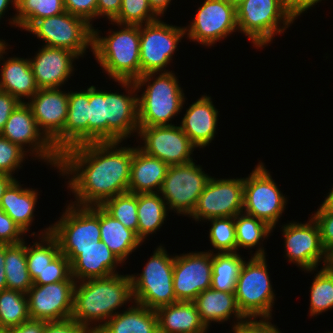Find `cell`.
Masks as SVG:
<instances>
[{
    "label": "cell",
    "mask_w": 333,
    "mask_h": 333,
    "mask_svg": "<svg viewBox=\"0 0 333 333\" xmlns=\"http://www.w3.org/2000/svg\"><path fill=\"white\" fill-rule=\"evenodd\" d=\"M322 0H283L285 8L289 15L296 20L298 16L307 12L308 9H311L313 6Z\"/></svg>",
    "instance_id": "cell-53"
},
{
    "label": "cell",
    "mask_w": 333,
    "mask_h": 333,
    "mask_svg": "<svg viewBox=\"0 0 333 333\" xmlns=\"http://www.w3.org/2000/svg\"><path fill=\"white\" fill-rule=\"evenodd\" d=\"M0 333H9V329L3 328L0 326Z\"/></svg>",
    "instance_id": "cell-63"
},
{
    "label": "cell",
    "mask_w": 333,
    "mask_h": 333,
    "mask_svg": "<svg viewBox=\"0 0 333 333\" xmlns=\"http://www.w3.org/2000/svg\"><path fill=\"white\" fill-rule=\"evenodd\" d=\"M101 207L138 236L137 194L125 192L106 200Z\"/></svg>",
    "instance_id": "cell-42"
},
{
    "label": "cell",
    "mask_w": 333,
    "mask_h": 333,
    "mask_svg": "<svg viewBox=\"0 0 333 333\" xmlns=\"http://www.w3.org/2000/svg\"><path fill=\"white\" fill-rule=\"evenodd\" d=\"M178 80L171 70L146 73L134 81L138 92L146 86L142 94L138 95L139 127L174 125L169 122L182 112L186 102Z\"/></svg>",
    "instance_id": "cell-4"
},
{
    "label": "cell",
    "mask_w": 333,
    "mask_h": 333,
    "mask_svg": "<svg viewBox=\"0 0 333 333\" xmlns=\"http://www.w3.org/2000/svg\"><path fill=\"white\" fill-rule=\"evenodd\" d=\"M60 281H75L71 276V264L68 258L59 253L33 281L36 285L51 284Z\"/></svg>",
    "instance_id": "cell-46"
},
{
    "label": "cell",
    "mask_w": 333,
    "mask_h": 333,
    "mask_svg": "<svg viewBox=\"0 0 333 333\" xmlns=\"http://www.w3.org/2000/svg\"><path fill=\"white\" fill-rule=\"evenodd\" d=\"M194 161L169 166L159 191L168 211L190 217L196 208L199 196L211 176Z\"/></svg>",
    "instance_id": "cell-9"
},
{
    "label": "cell",
    "mask_w": 333,
    "mask_h": 333,
    "mask_svg": "<svg viewBox=\"0 0 333 333\" xmlns=\"http://www.w3.org/2000/svg\"><path fill=\"white\" fill-rule=\"evenodd\" d=\"M150 7L152 10L159 16H164L167 11V7L171 4V0H148Z\"/></svg>",
    "instance_id": "cell-56"
},
{
    "label": "cell",
    "mask_w": 333,
    "mask_h": 333,
    "mask_svg": "<svg viewBox=\"0 0 333 333\" xmlns=\"http://www.w3.org/2000/svg\"><path fill=\"white\" fill-rule=\"evenodd\" d=\"M100 233L101 241L109 247L123 264L129 258V255L143 243L134 231L114 219L101 206Z\"/></svg>",
    "instance_id": "cell-32"
},
{
    "label": "cell",
    "mask_w": 333,
    "mask_h": 333,
    "mask_svg": "<svg viewBox=\"0 0 333 333\" xmlns=\"http://www.w3.org/2000/svg\"><path fill=\"white\" fill-rule=\"evenodd\" d=\"M185 28L167 24L159 18L140 25L141 75L152 72H169L168 64L179 42L185 36Z\"/></svg>",
    "instance_id": "cell-11"
},
{
    "label": "cell",
    "mask_w": 333,
    "mask_h": 333,
    "mask_svg": "<svg viewBox=\"0 0 333 333\" xmlns=\"http://www.w3.org/2000/svg\"><path fill=\"white\" fill-rule=\"evenodd\" d=\"M322 205L325 208L333 209V186H332L330 192L325 197V200L322 202Z\"/></svg>",
    "instance_id": "cell-60"
},
{
    "label": "cell",
    "mask_w": 333,
    "mask_h": 333,
    "mask_svg": "<svg viewBox=\"0 0 333 333\" xmlns=\"http://www.w3.org/2000/svg\"><path fill=\"white\" fill-rule=\"evenodd\" d=\"M71 264V276L78 281L106 278L118 274L123 263L102 241H91L85 248H60Z\"/></svg>",
    "instance_id": "cell-21"
},
{
    "label": "cell",
    "mask_w": 333,
    "mask_h": 333,
    "mask_svg": "<svg viewBox=\"0 0 333 333\" xmlns=\"http://www.w3.org/2000/svg\"><path fill=\"white\" fill-rule=\"evenodd\" d=\"M20 103L16 97L0 90V132L3 130L10 114Z\"/></svg>",
    "instance_id": "cell-52"
},
{
    "label": "cell",
    "mask_w": 333,
    "mask_h": 333,
    "mask_svg": "<svg viewBox=\"0 0 333 333\" xmlns=\"http://www.w3.org/2000/svg\"><path fill=\"white\" fill-rule=\"evenodd\" d=\"M188 107L180 127L197 148L203 149L210 145L217 134L218 109L211 96L207 95H202Z\"/></svg>",
    "instance_id": "cell-25"
},
{
    "label": "cell",
    "mask_w": 333,
    "mask_h": 333,
    "mask_svg": "<svg viewBox=\"0 0 333 333\" xmlns=\"http://www.w3.org/2000/svg\"><path fill=\"white\" fill-rule=\"evenodd\" d=\"M42 333H89L72 318L63 321L46 322Z\"/></svg>",
    "instance_id": "cell-51"
},
{
    "label": "cell",
    "mask_w": 333,
    "mask_h": 333,
    "mask_svg": "<svg viewBox=\"0 0 333 333\" xmlns=\"http://www.w3.org/2000/svg\"><path fill=\"white\" fill-rule=\"evenodd\" d=\"M243 189L244 177L216 179L211 176L190 217L205 222L211 218L235 217L243 212Z\"/></svg>",
    "instance_id": "cell-16"
},
{
    "label": "cell",
    "mask_w": 333,
    "mask_h": 333,
    "mask_svg": "<svg viewBox=\"0 0 333 333\" xmlns=\"http://www.w3.org/2000/svg\"><path fill=\"white\" fill-rule=\"evenodd\" d=\"M27 153L0 135V173L13 176L23 166ZM22 165V166H20Z\"/></svg>",
    "instance_id": "cell-45"
},
{
    "label": "cell",
    "mask_w": 333,
    "mask_h": 333,
    "mask_svg": "<svg viewBox=\"0 0 333 333\" xmlns=\"http://www.w3.org/2000/svg\"><path fill=\"white\" fill-rule=\"evenodd\" d=\"M122 141L77 145L60 155L59 175L67 176L74 193L72 204L101 206L106 200L128 192L133 150ZM123 146V147H122Z\"/></svg>",
    "instance_id": "cell-1"
},
{
    "label": "cell",
    "mask_w": 333,
    "mask_h": 333,
    "mask_svg": "<svg viewBox=\"0 0 333 333\" xmlns=\"http://www.w3.org/2000/svg\"><path fill=\"white\" fill-rule=\"evenodd\" d=\"M65 11L86 20L92 25L97 18V0H64Z\"/></svg>",
    "instance_id": "cell-50"
},
{
    "label": "cell",
    "mask_w": 333,
    "mask_h": 333,
    "mask_svg": "<svg viewBox=\"0 0 333 333\" xmlns=\"http://www.w3.org/2000/svg\"><path fill=\"white\" fill-rule=\"evenodd\" d=\"M28 319L27 294L11 289L0 291V326L12 329Z\"/></svg>",
    "instance_id": "cell-39"
},
{
    "label": "cell",
    "mask_w": 333,
    "mask_h": 333,
    "mask_svg": "<svg viewBox=\"0 0 333 333\" xmlns=\"http://www.w3.org/2000/svg\"><path fill=\"white\" fill-rule=\"evenodd\" d=\"M65 12L64 0H16V13L10 25L27 31L37 20Z\"/></svg>",
    "instance_id": "cell-35"
},
{
    "label": "cell",
    "mask_w": 333,
    "mask_h": 333,
    "mask_svg": "<svg viewBox=\"0 0 333 333\" xmlns=\"http://www.w3.org/2000/svg\"><path fill=\"white\" fill-rule=\"evenodd\" d=\"M54 224L50 233L60 248H85L91 241H101L100 206L81 207L72 203Z\"/></svg>",
    "instance_id": "cell-15"
},
{
    "label": "cell",
    "mask_w": 333,
    "mask_h": 333,
    "mask_svg": "<svg viewBox=\"0 0 333 333\" xmlns=\"http://www.w3.org/2000/svg\"><path fill=\"white\" fill-rule=\"evenodd\" d=\"M209 229L210 244L218 253L237 252L235 217L211 218Z\"/></svg>",
    "instance_id": "cell-43"
},
{
    "label": "cell",
    "mask_w": 333,
    "mask_h": 333,
    "mask_svg": "<svg viewBox=\"0 0 333 333\" xmlns=\"http://www.w3.org/2000/svg\"><path fill=\"white\" fill-rule=\"evenodd\" d=\"M326 266L333 271V250L328 253V262Z\"/></svg>",
    "instance_id": "cell-61"
},
{
    "label": "cell",
    "mask_w": 333,
    "mask_h": 333,
    "mask_svg": "<svg viewBox=\"0 0 333 333\" xmlns=\"http://www.w3.org/2000/svg\"><path fill=\"white\" fill-rule=\"evenodd\" d=\"M266 256H251L244 261L236 282L235 297L246 318L270 317L275 301Z\"/></svg>",
    "instance_id": "cell-7"
},
{
    "label": "cell",
    "mask_w": 333,
    "mask_h": 333,
    "mask_svg": "<svg viewBox=\"0 0 333 333\" xmlns=\"http://www.w3.org/2000/svg\"><path fill=\"white\" fill-rule=\"evenodd\" d=\"M310 286L309 316H317L333 308V271L327 266L317 271Z\"/></svg>",
    "instance_id": "cell-41"
},
{
    "label": "cell",
    "mask_w": 333,
    "mask_h": 333,
    "mask_svg": "<svg viewBox=\"0 0 333 333\" xmlns=\"http://www.w3.org/2000/svg\"><path fill=\"white\" fill-rule=\"evenodd\" d=\"M168 168L167 163L136 147L133 150L128 192L159 193Z\"/></svg>",
    "instance_id": "cell-27"
},
{
    "label": "cell",
    "mask_w": 333,
    "mask_h": 333,
    "mask_svg": "<svg viewBox=\"0 0 333 333\" xmlns=\"http://www.w3.org/2000/svg\"><path fill=\"white\" fill-rule=\"evenodd\" d=\"M137 136L142 140L141 144H144L137 146L140 150L169 166L193 161L191 155L197 147L180 126L139 127Z\"/></svg>",
    "instance_id": "cell-17"
},
{
    "label": "cell",
    "mask_w": 333,
    "mask_h": 333,
    "mask_svg": "<svg viewBox=\"0 0 333 333\" xmlns=\"http://www.w3.org/2000/svg\"><path fill=\"white\" fill-rule=\"evenodd\" d=\"M193 302L197 307L202 322L208 329L213 322L220 324L233 317L237 320L235 321L236 323L233 322V327L246 318L239 310L235 292L217 291L209 288L202 291Z\"/></svg>",
    "instance_id": "cell-28"
},
{
    "label": "cell",
    "mask_w": 333,
    "mask_h": 333,
    "mask_svg": "<svg viewBox=\"0 0 333 333\" xmlns=\"http://www.w3.org/2000/svg\"><path fill=\"white\" fill-rule=\"evenodd\" d=\"M227 1L234 6H238L244 0H227Z\"/></svg>",
    "instance_id": "cell-62"
},
{
    "label": "cell",
    "mask_w": 333,
    "mask_h": 333,
    "mask_svg": "<svg viewBox=\"0 0 333 333\" xmlns=\"http://www.w3.org/2000/svg\"><path fill=\"white\" fill-rule=\"evenodd\" d=\"M320 205L312 217L319 227L321 243L328 254L333 250V209Z\"/></svg>",
    "instance_id": "cell-47"
},
{
    "label": "cell",
    "mask_w": 333,
    "mask_h": 333,
    "mask_svg": "<svg viewBox=\"0 0 333 333\" xmlns=\"http://www.w3.org/2000/svg\"><path fill=\"white\" fill-rule=\"evenodd\" d=\"M10 4L15 8L16 10V0H0V20L5 15L6 10L11 7Z\"/></svg>",
    "instance_id": "cell-59"
},
{
    "label": "cell",
    "mask_w": 333,
    "mask_h": 333,
    "mask_svg": "<svg viewBox=\"0 0 333 333\" xmlns=\"http://www.w3.org/2000/svg\"><path fill=\"white\" fill-rule=\"evenodd\" d=\"M236 13L238 31L256 49L268 46L275 35H281L294 23L283 0H244L236 6Z\"/></svg>",
    "instance_id": "cell-5"
},
{
    "label": "cell",
    "mask_w": 333,
    "mask_h": 333,
    "mask_svg": "<svg viewBox=\"0 0 333 333\" xmlns=\"http://www.w3.org/2000/svg\"><path fill=\"white\" fill-rule=\"evenodd\" d=\"M0 135L17 144L26 153L29 152V156L32 155L36 159L44 160L43 162H47L48 165L58 169L60 154L39 129L26 102H21L10 114Z\"/></svg>",
    "instance_id": "cell-12"
},
{
    "label": "cell",
    "mask_w": 333,
    "mask_h": 333,
    "mask_svg": "<svg viewBox=\"0 0 333 333\" xmlns=\"http://www.w3.org/2000/svg\"><path fill=\"white\" fill-rule=\"evenodd\" d=\"M265 167L259 162L244 178L243 212L276 228L288 200Z\"/></svg>",
    "instance_id": "cell-10"
},
{
    "label": "cell",
    "mask_w": 333,
    "mask_h": 333,
    "mask_svg": "<svg viewBox=\"0 0 333 333\" xmlns=\"http://www.w3.org/2000/svg\"><path fill=\"white\" fill-rule=\"evenodd\" d=\"M22 186L16 178L5 190L0 207L26 234L34 220L39 194L36 189Z\"/></svg>",
    "instance_id": "cell-30"
},
{
    "label": "cell",
    "mask_w": 333,
    "mask_h": 333,
    "mask_svg": "<svg viewBox=\"0 0 333 333\" xmlns=\"http://www.w3.org/2000/svg\"><path fill=\"white\" fill-rule=\"evenodd\" d=\"M128 301L134 303L130 274L78 281L71 318L89 333H96Z\"/></svg>",
    "instance_id": "cell-2"
},
{
    "label": "cell",
    "mask_w": 333,
    "mask_h": 333,
    "mask_svg": "<svg viewBox=\"0 0 333 333\" xmlns=\"http://www.w3.org/2000/svg\"><path fill=\"white\" fill-rule=\"evenodd\" d=\"M89 87L83 91H68V113L64 130L52 141L61 155L65 150L88 143Z\"/></svg>",
    "instance_id": "cell-24"
},
{
    "label": "cell",
    "mask_w": 333,
    "mask_h": 333,
    "mask_svg": "<svg viewBox=\"0 0 333 333\" xmlns=\"http://www.w3.org/2000/svg\"><path fill=\"white\" fill-rule=\"evenodd\" d=\"M115 24L120 30L105 37L93 27V55L109 79L135 81L141 76L140 25Z\"/></svg>",
    "instance_id": "cell-3"
},
{
    "label": "cell",
    "mask_w": 333,
    "mask_h": 333,
    "mask_svg": "<svg viewBox=\"0 0 333 333\" xmlns=\"http://www.w3.org/2000/svg\"><path fill=\"white\" fill-rule=\"evenodd\" d=\"M4 263L7 289L27 294L33 286V281L27 269L26 242L16 245L5 244Z\"/></svg>",
    "instance_id": "cell-37"
},
{
    "label": "cell",
    "mask_w": 333,
    "mask_h": 333,
    "mask_svg": "<svg viewBox=\"0 0 333 333\" xmlns=\"http://www.w3.org/2000/svg\"><path fill=\"white\" fill-rule=\"evenodd\" d=\"M175 255L169 256L161 244L154 250L141 274H131L134 302L147 308H157L175 302L173 268Z\"/></svg>",
    "instance_id": "cell-6"
},
{
    "label": "cell",
    "mask_w": 333,
    "mask_h": 333,
    "mask_svg": "<svg viewBox=\"0 0 333 333\" xmlns=\"http://www.w3.org/2000/svg\"><path fill=\"white\" fill-rule=\"evenodd\" d=\"M34 56L29 61L39 89L62 87L73 76V63L79 59L69 50L44 45Z\"/></svg>",
    "instance_id": "cell-22"
},
{
    "label": "cell",
    "mask_w": 333,
    "mask_h": 333,
    "mask_svg": "<svg viewBox=\"0 0 333 333\" xmlns=\"http://www.w3.org/2000/svg\"><path fill=\"white\" fill-rule=\"evenodd\" d=\"M115 82L125 88L126 94L106 90L107 142H123L139 130L138 90L134 81Z\"/></svg>",
    "instance_id": "cell-20"
},
{
    "label": "cell",
    "mask_w": 333,
    "mask_h": 333,
    "mask_svg": "<svg viewBox=\"0 0 333 333\" xmlns=\"http://www.w3.org/2000/svg\"><path fill=\"white\" fill-rule=\"evenodd\" d=\"M5 42V40L0 39V61L3 59L0 90L8 92L24 103V97L26 100L31 99L37 93L39 87L36 84L29 58L16 56L9 57L7 60L3 58V55L9 50L7 47L10 46Z\"/></svg>",
    "instance_id": "cell-26"
},
{
    "label": "cell",
    "mask_w": 333,
    "mask_h": 333,
    "mask_svg": "<svg viewBox=\"0 0 333 333\" xmlns=\"http://www.w3.org/2000/svg\"><path fill=\"white\" fill-rule=\"evenodd\" d=\"M26 234L0 207V244L22 243Z\"/></svg>",
    "instance_id": "cell-48"
},
{
    "label": "cell",
    "mask_w": 333,
    "mask_h": 333,
    "mask_svg": "<svg viewBox=\"0 0 333 333\" xmlns=\"http://www.w3.org/2000/svg\"><path fill=\"white\" fill-rule=\"evenodd\" d=\"M184 28L190 42L212 47L238 31L236 6L227 0H204L190 25Z\"/></svg>",
    "instance_id": "cell-13"
},
{
    "label": "cell",
    "mask_w": 333,
    "mask_h": 333,
    "mask_svg": "<svg viewBox=\"0 0 333 333\" xmlns=\"http://www.w3.org/2000/svg\"><path fill=\"white\" fill-rule=\"evenodd\" d=\"M43 231L41 230L38 234L40 241H34L32 246L26 243L27 269L32 281L37 276H42L47 265L60 253L58 241L50 233L51 226Z\"/></svg>",
    "instance_id": "cell-38"
},
{
    "label": "cell",
    "mask_w": 333,
    "mask_h": 333,
    "mask_svg": "<svg viewBox=\"0 0 333 333\" xmlns=\"http://www.w3.org/2000/svg\"><path fill=\"white\" fill-rule=\"evenodd\" d=\"M280 229L285 239L284 256L288 262L307 273L316 271L321 263L324 267L327 265L328 254L322 246L319 227L312 216L306 223L290 221Z\"/></svg>",
    "instance_id": "cell-14"
},
{
    "label": "cell",
    "mask_w": 333,
    "mask_h": 333,
    "mask_svg": "<svg viewBox=\"0 0 333 333\" xmlns=\"http://www.w3.org/2000/svg\"><path fill=\"white\" fill-rule=\"evenodd\" d=\"M167 211L166 202L159 193L137 194L138 237L142 242L162 227Z\"/></svg>",
    "instance_id": "cell-33"
},
{
    "label": "cell",
    "mask_w": 333,
    "mask_h": 333,
    "mask_svg": "<svg viewBox=\"0 0 333 333\" xmlns=\"http://www.w3.org/2000/svg\"><path fill=\"white\" fill-rule=\"evenodd\" d=\"M4 261H5V244H0V291L7 289Z\"/></svg>",
    "instance_id": "cell-57"
},
{
    "label": "cell",
    "mask_w": 333,
    "mask_h": 333,
    "mask_svg": "<svg viewBox=\"0 0 333 333\" xmlns=\"http://www.w3.org/2000/svg\"><path fill=\"white\" fill-rule=\"evenodd\" d=\"M107 142L106 90L89 86L88 143Z\"/></svg>",
    "instance_id": "cell-40"
},
{
    "label": "cell",
    "mask_w": 333,
    "mask_h": 333,
    "mask_svg": "<svg viewBox=\"0 0 333 333\" xmlns=\"http://www.w3.org/2000/svg\"><path fill=\"white\" fill-rule=\"evenodd\" d=\"M159 18L150 7L148 0H122L121 9L111 24L144 25Z\"/></svg>",
    "instance_id": "cell-44"
},
{
    "label": "cell",
    "mask_w": 333,
    "mask_h": 333,
    "mask_svg": "<svg viewBox=\"0 0 333 333\" xmlns=\"http://www.w3.org/2000/svg\"><path fill=\"white\" fill-rule=\"evenodd\" d=\"M15 176L0 173V201L8 186L16 179Z\"/></svg>",
    "instance_id": "cell-58"
},
{
    "label": "cell",
    "mask_w": 333,
    "mask_h": 333,
    "mask_svg": "<svg viewBox=\"0 0 333 333\" xmlns=\"http://www.w3.org/2000/svg\"><path fill=\"white\" fill-rule=\"evenodd\" d=\"M46 321L37 319H28L19 326L9 329V333H42Z\"/></svg>",
    "instance_id": "cell-55"
},
{
    "label": "cell",
    "mask_w": 333,
    "mask_h": 333,
    "mask_svg": "<svg viewBox=\"0 0 333 333\" xmlns=\"http://www.w3.org/2000/svg\"><path fill=\"white\" fill-rule=\"evenodd\" d=\"M26 104L39 129L52 142L63 130L68 113V93L60 88L39 89Z\"/></svg>",
    "instance_id": "cell-23"
},
{
    "label": "cell",
    "mask_w": 333,
    "mask_h": 333,
    "mask_svg": "<svg viewBox=\"0 0 333 333\" xmlns=\"http://www.w3.org/2000/svg\"><path fill=\"white\" fill-rule=\"evenodd\" d=\"M245 318L233 326V333H281L276 325L272 324L270 317Z\"/></svg>",
    "instance_id": "cell-49"
},
{
    "label": "cell",
    "mask_w": 333,
    "mask_h": 333,
    "mask_svg": "<svg viewBox=\"0 0 333 333\" xmlns=\"http://www.w3.org/2000/svg\"><path fill=\"white\" fill-rule=\"evenodd\" d=\"M76 281L33 286L27 292L30 319L46 322L71 318Z\"/></svg>",
    "instance_id": "cell-19"
},
{
    "label": "cell",
    "mask_w": 333,
    "mask_h": 333,
    "mask_svg": "<svg viewBox=\"0 0 333 333\" xmlns=\"http://www.w3.org/2000/svg\"><path fill=\"white\" fill-rule=\"evenodd\" d=\"M159 333H207L194 302L178 301L156 310Z\"/></svg>",
    "instance_id": "cell-29"
},
{
    "label": "cell",
    "mask_w": 333,
    "mask_h": 333,
    "mask_svg": "<svg viewBox=\"0 0 333 333\" xmlns=\"http://www.w3.org/2000/svg\"><path fill=\"white\" fill-rule=\"evenodd\" d=\"M93 29L83 18L65 11L37 20L27 31L43 40L44 46L63 48L83 58L87 48L93 52Z\"/></svg>",
    "instance_id": "cell-8"
},
{
    "label": "cell",
    "mask_w": 333,
    "mask_h": 333,
    "mask_svg": "<svg viewBox=\"0 0 333 333\" xmlns=\"http://www.w3.org/2000/svg\"><path fill=\"white\" fill-rule=\"evenodd\" d=\"M122 0H97V18L103 16L112 21L121 9Z\"/></svg>",
    "instance_id": "cell-54"
},
{
    "label": "cell",
    "mask_w": 333,
    "mask_h": 333,
    "mask_svg": "<svg viewBox=\"0 0 333 333\" xmlns=\"http://www.w3.org/2000/svg\"><path fill=\"white\" fill-rule=\"evenodd\" d=\"M235 228L237 251L240 248L250 250L253 247H257L258 249L251 255L266 256L265 254L267 253L263 245L261 246V241L264 242L269 237L271 232H273V228L262 220L244 212L238 213L235 216Z\"/></svg>",
    "instance_id": "cell-34"
},
{
    "label": "cell",
    "mask_w": 333,
    "mask_h": 333,
    "mask_svg": "<svg viewBox=\"0 0 333 333\" xmlns=\"http://www.w3.org/2000/svg\"><path fill=\"white\" fill-rule=\"evenodd\" d=\"M96 333H159L154 309L133 303L110 318Z\"/></svg>",
    "instance_id": "cell-31"
},
{
    "label": "cell",
    "mask_w": 333,
    "mask_h": 333,
    "mask_svg": "<svg viewBox=\"0 0 333 333\" xmlns=\"http://www.w3.org/2000/svg\"><path fill=\"white\" fill-rule=\"evenodd\" d=\"M212 252H189L175 255L173 287L177 301L193 302L206 289L211 288Z\"/></svg>",
    "instance_id": "cell-18"
},
{
    "label": "cell",
    "mask_w": 333,
    "mask_h": 333,
    "mask_svg": "<svg viewBox=\"0 0 333 333\" xmlns=\"http://www.w3.org/2000/svg\"><path fill=\"white\" fill-rule=\"evenodd\" d=\"M244 259L238 252H212L211 288L217 291L235 292Z\"/></svg>",
    "instance_id": "cell-36"
}]
</instances>
